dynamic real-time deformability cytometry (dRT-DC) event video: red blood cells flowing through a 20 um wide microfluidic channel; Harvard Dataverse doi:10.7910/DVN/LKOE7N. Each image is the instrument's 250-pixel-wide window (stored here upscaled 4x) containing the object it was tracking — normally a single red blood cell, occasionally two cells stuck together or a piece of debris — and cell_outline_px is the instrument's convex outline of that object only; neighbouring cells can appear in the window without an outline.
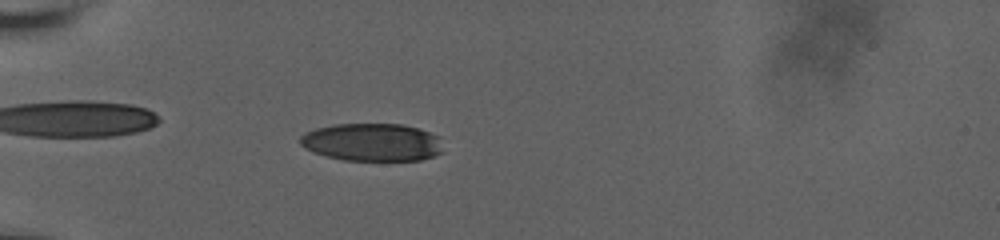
{"species": "human", "species_latin": "Homo sapiens", "temperature_condition": "room temperature", "stored_images_in_passage": 61, "camera_frame_rate_fps": 3000, "um_per_image_px": 0.085, "donor": {"sex": "male"}, "frame": {"image": 1, "passage_image": 21, "time_ms": 6.667, "image_size_px": [1000, 240], "cell_outline_px": [[444, 152], [420, 160], [344, 160], [312, 152], [304, 148], [300, 144], [300, 136], [304, 132], [316, 128], [336, 124], [404, 124], [440, 136]], "centroid_in_image_um": [31.64, 12.09], "position_along_channel_um": 53.4, "area_um2": 31.62}}
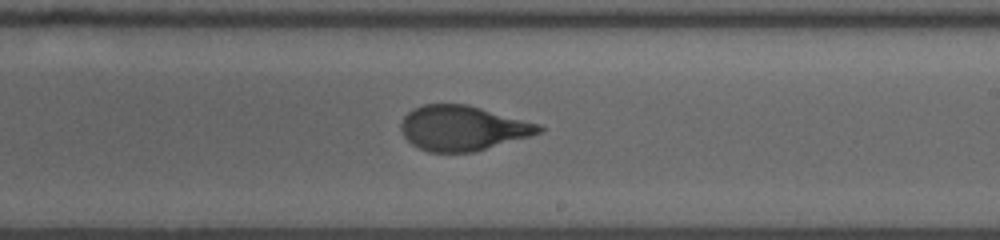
{"frame": {"image": 2, "passage_image": 39, "time_ms": 12.667, "image_size_px": [1000, 240], "cell_outline_px": [[544, 132], [472, 152], [428, 152], [412, 144], [404, 136], [400, 128], [400, 124], [404, 116], [408, 112], [424, 104], [468, 104], [540, 124], [544, 128]], "centroid_in_image_um": [39.33, 10.88], "position_along_channel_um": 249.7, "area_um2": 35.95}}
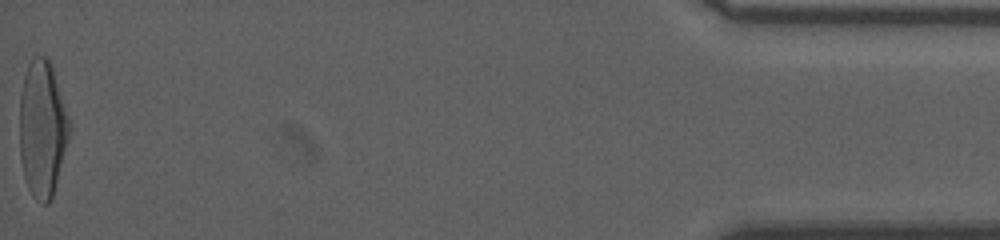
{"frame": {"image": 3, "passage_image": 61, "time_ms": 20.0, "image_size_px": [1000, 240], "cell_outline_px": [[72, 132], [52, 200], [48, 204], [44, 204], [36, 200], [32, 196], [28, 188], [24, 176], [20, 156], [20, 96], [24, 76], [28, 64], [32, 56], [44, 56], [52, 64], [72, 128]], "centroid_in_image_um": [3.63, 10.98], "position_along_channel_um": 431.6, "area_um2": 40.29}, "authors_computed_cell_mechanics": {"area_um2": 36.0672, "velocity_mm_per_s": 3.6571, "shape_relaxation_time_tau1_ms": 5.1716, "shape_relaxation_time_tau2_ms": null, "deformation_change_tau1": 0.2214, "deformation_change_tau2": null}}